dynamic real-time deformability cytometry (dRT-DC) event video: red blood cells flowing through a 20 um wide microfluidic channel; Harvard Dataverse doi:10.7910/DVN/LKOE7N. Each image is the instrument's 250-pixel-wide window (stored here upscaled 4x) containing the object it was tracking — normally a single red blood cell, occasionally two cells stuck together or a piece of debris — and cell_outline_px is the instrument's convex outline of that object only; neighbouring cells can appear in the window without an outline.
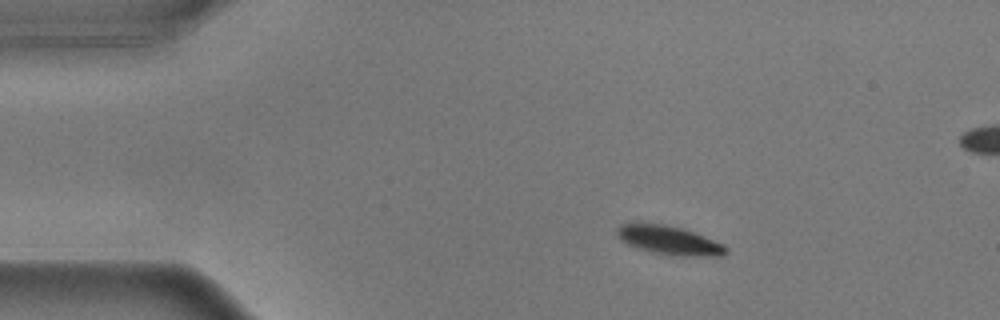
{"species": "common noctule bat (a hibernating species)", "species_latin": "Nyctalus noctula", "temperature_condition": "warm", "stored_images_in_passage": 49, "segment_of_instrument_passage": [1, 2], "camera_frame_rate_fps": 3000, "um_per_image_px": 0.085, "animal": {"sex": "male", "body_mass_g": 17.9}, "frame": {"image": 1, "passage_image": 1, "time_ms": 0.0, "image_size_px": [1000, 320], "cell_outline_px": [[728, 252], [720, 256], [684, 256], [652, 252], [636, 248], [620, 240], [616, 236], [616, 228], [620, 224], [632, 220], [664, 224], [696, 232], [724, 244], [728, 248]], "centroid_in_image_um": [56.81, 20.38], "position_along_channel_um": 28.2, "area_um2": 18.9}}
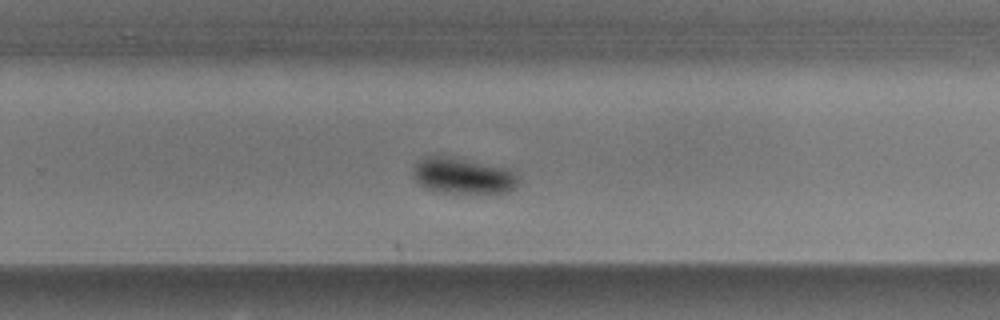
{"frame": {"image": 2, "passage_image": 28, "time_ms": 9.0, "image_size_px": [1000, 320], "cell_outline_px": [[520, 176], [516, 184], [508, 192], [436, 192], [420, 184], [416, 180], [412, 168], [420, 160], [428, 156], [452, 156], [508, 168], [516, 172]], "centroid_in_image_um": [39.37, 14.92], "position_along_channel_um": 290.4, "area_um2": 21.91}}
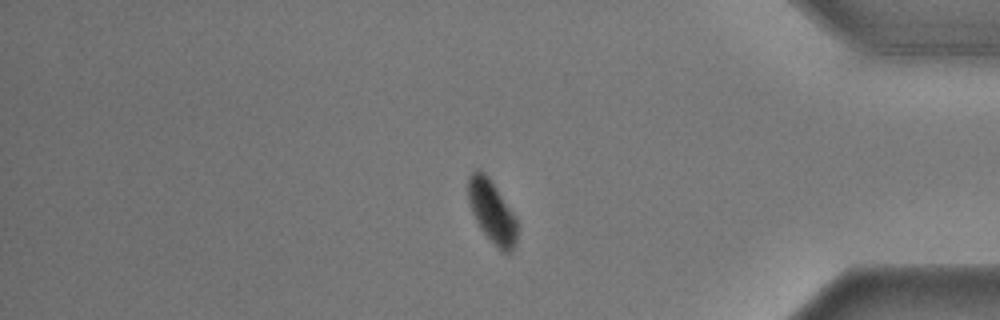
{"frame": {"image": 3, "passage_image": 39, "time_ms": 12.667, "image_size_px": [1000, 320], "cell_outline_px": [[516, 240], [512, 252], [504, 252], [496, 248], [480, 228], [472, 212], [468, 200], [468, 176], [476, 168], [480, 168], [488, 176], [516, 216]], "centroid_in_image_um": [41.8, 17.97], "position_along_channel_um": 393.4, "area_um2": 17.92}}